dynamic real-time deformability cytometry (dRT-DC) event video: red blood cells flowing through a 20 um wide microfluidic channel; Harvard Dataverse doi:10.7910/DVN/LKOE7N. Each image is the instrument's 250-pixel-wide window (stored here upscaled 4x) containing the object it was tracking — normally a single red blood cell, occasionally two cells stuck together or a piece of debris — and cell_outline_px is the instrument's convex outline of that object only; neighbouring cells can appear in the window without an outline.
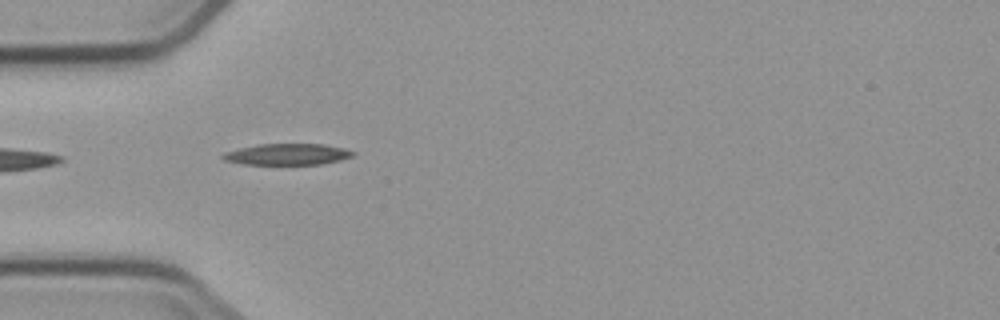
{"species": "common noctule bat (a hibernating species)", "species_latin": "Nyctalus noctula", "temperature_condition": "cold", "stored_images_in_passage": 4, "camera_frame_rate_fps": 3000, "um_per_image_px": 0.085, "animal": {"sex": "male", "body_mass_g": 23.1, "forearm_length_mm": 52.7}, "frame": {"image": 1, "passage_image": 1, "time_ms": 0.0, "image_size_px": [1000, 320], "cell_outline_px": [[356, 152], [352, 156], [340, 160], [320, 164], [240, 164], [224, 160], [220, 156], [224, 152], [240, 148], [260, 144], [324, 144], [344, 148]], "centroid_in_image_um": [24.41, 13.11], "position_along_channel_um": 60.6, "area_um2": 16.07}}
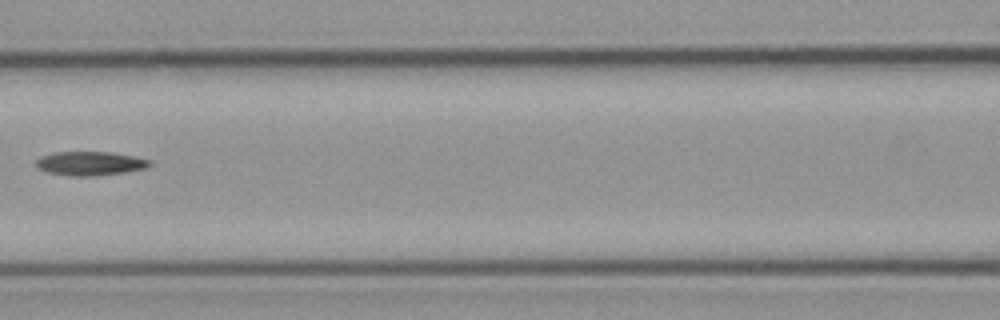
{"frame": {"image": 2, "passage_image": 3, "time_ms": 2.667, "image_size_px": [1000, 320], "cell_outline_px": [[152, 164], [148, 168], [124, 172], [92, 176], [72, 176], [48, 172], [36, 168], [36, 160], [40, 156], [52, 152], [112, 152], [152, 160]], "centroid_in_image_um": [7.65, 13.88], "position_along_channel_um": 158.9, "area_um2": 15.95}}
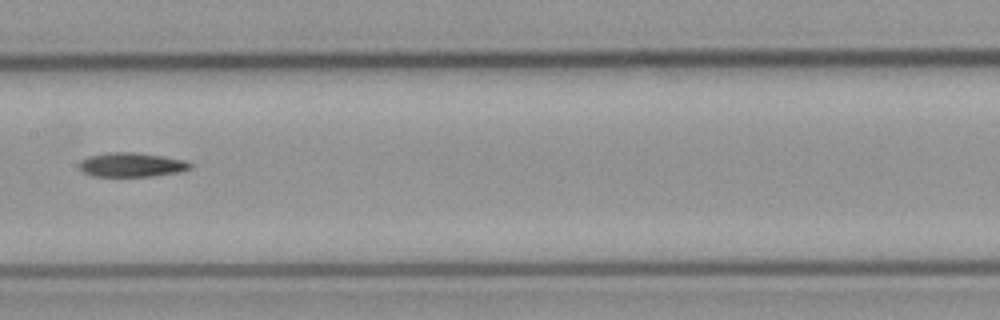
{"frame": {"image": 3, "passage_image": 4, "time_ms": 3.667, "image_size_px": [1000, 320], "cell_outline_px": [[192, 168], [180, 172], [152, 176], [92, 176], [84, 172], [80, 168], [80, 160], [88, 156], [108, 152], [132, 152], [160, 156], [184, 160], [192, 164]], "centroid_in_image_um": [11.18, 14.01], "position_along_channel_um": 196.2, "area_um2": 15.55}}